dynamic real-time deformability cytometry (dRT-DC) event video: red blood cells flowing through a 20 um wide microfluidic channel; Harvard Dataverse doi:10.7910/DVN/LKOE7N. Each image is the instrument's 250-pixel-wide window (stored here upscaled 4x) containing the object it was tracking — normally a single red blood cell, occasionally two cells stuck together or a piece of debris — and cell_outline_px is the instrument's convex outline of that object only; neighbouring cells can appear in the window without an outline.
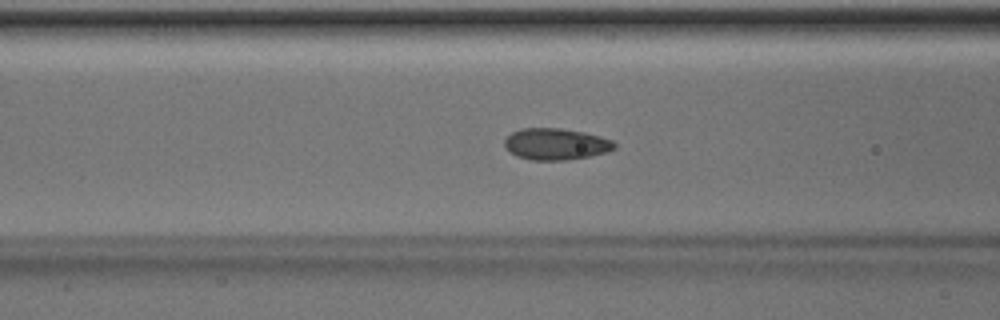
{"species": "Egyptian fruit bat (a non-hibernating species)", "species_latin": "Rousettus aegyptiacus", "temperature_condition": "room temperature", "stored_images_in_passage": 50, "camera_frame_rate_fps": 3000, "um_per_image_px": 0.085, "animal": {"sex": "male"}, "frame": {"image": 1, "passage_image": 20, "time_ms": 6.333, "image_size_px": [1000, 320], "cell_outline_px": [[616, 148], [608, 152], [588, 156], [564, 160], [532, 160], [516, 156], [504, 144], [504, 140], [512, 132], [520, 128], [560, 128], [584, 132], [600, 136], [612, 140], [616, 144]], "centroid_in_image_um": [47.27, 12.24], "position_along_channel_um": 119.3, "area_um2": 20.11}}
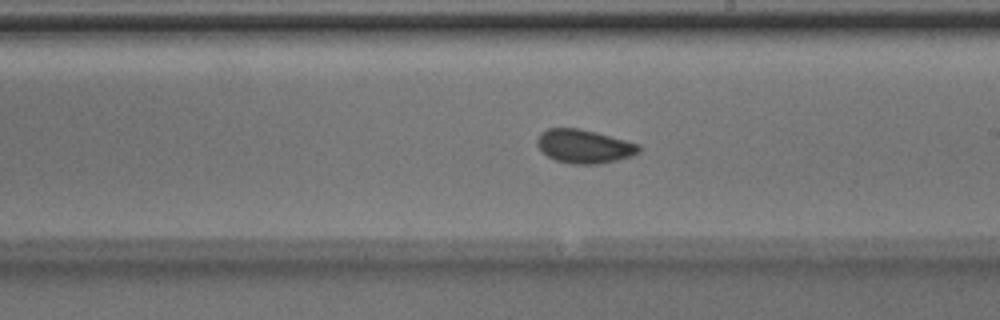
{"frame": {"image": 2, "passage_image": 29, "time_ms": 9.333, "image_size_px": [1000, 320], "cell_outline_px": [[640, 152], [632, 156], [616, 160], [596, 164], [572, 164], [556, 160], [548, 156], [536, 144], [536, 140], [540, 132], [548, 128], [580, 128], [596, 132], [640, 144]], "centroid_in_image_um": [49.65, 12.43], "position_along_channel_um": 239.3, "area_um2": 19.94}}
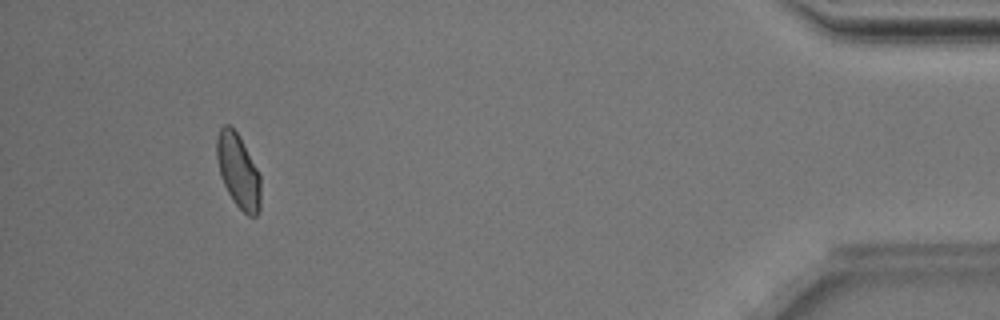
{"frame": {"image": 3, "passage_image": 47, "time_ms": 15.333, "image_size_px": [1000, 320], "cell_outline_px": [[260, 208], [256, 216], [248, 216], [236, 204], [228, 192], [224, 184], [220, 172], [216, 156], [216, 136], [220, 128], [224, 124], [228, 124], [236, 132], [256, 168], [260, 176]], "centroid_in_image_um": [20.24, 14.54], "position_along_channel_um": 415.0, "area_um2": 18.5}, "authors_computed_cell_mechanics": {"area_um2": 19.7676, "velocity_mm_per_s": 4.0028, "shape_relaxation_time_tau1_ms": 10.1235, "shape_relaxation_time_tau2_ms": 0.7111, "deformation_change_tau1": 0.1028, "deformation_change_tau2": 0.0452}}